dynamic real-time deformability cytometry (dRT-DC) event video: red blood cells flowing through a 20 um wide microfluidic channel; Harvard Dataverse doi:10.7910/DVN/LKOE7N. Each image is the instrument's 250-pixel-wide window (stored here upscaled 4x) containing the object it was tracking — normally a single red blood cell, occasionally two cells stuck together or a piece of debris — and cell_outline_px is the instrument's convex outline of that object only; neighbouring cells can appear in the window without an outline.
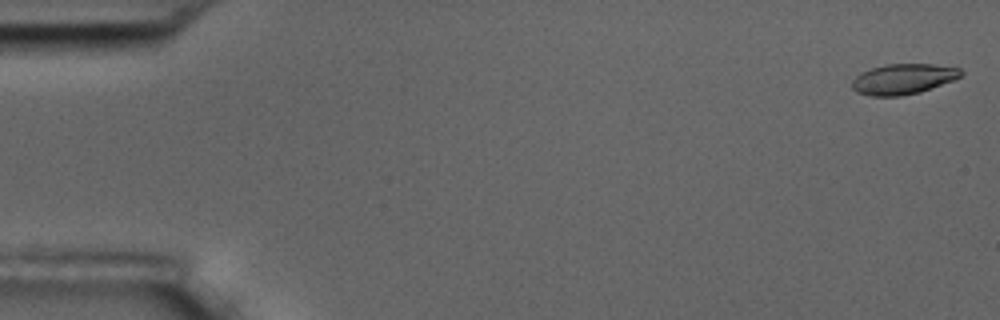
{"species": "common noctule bat (a hibernating species)", "species_latin": "Nyctalus noctula", "temperature_condition": "room temperature", "stored_images_in_passage": 6, "camera_frame_rate_fps": 3000, "um_per_image_px": 0.085, "animal": {"sex": "male", "body_mass_g": 17.5, "forearm_length_mm": 52.3}, "frame": {"image": 1, "passage_image": 1, "time_ms": 0.0, "image_size_px": [1000, 320], "cell_outline_px": [[964, 76], [920, 92], [900, 96], [872, 96], [856, 92], [852, 88], [852, 80], [860, 72], [872, 68], [888, 64], [932, 64], [960, 68], [964, 72]], "centroid_in_image_um": [76.78, 6.71], "position_along_channel_um": 8.2, "area_um2": 19.36}}
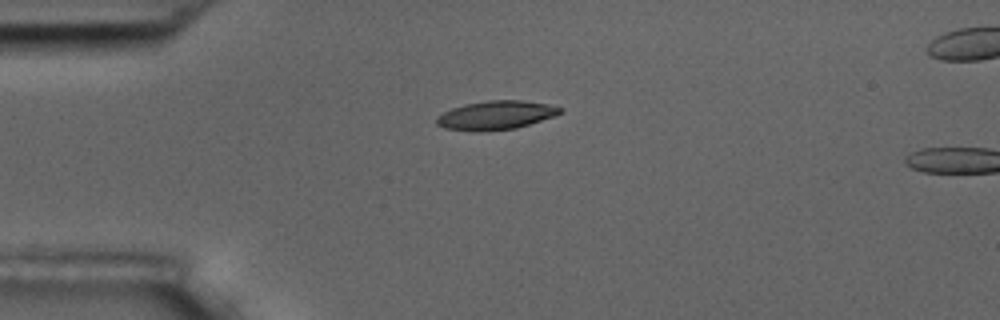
{"frame": {"image": 2, "passage_image": 5, "time_ms": 4.333, "image_size_px": [1000, 320], "cell_outline_px": [[564, 112], [516, 128], [476, 132], [444, 128], [436, 124], [436, 116], [452, 108], [464, 104], [488, 100], [520, 100], [548, 104], [564, 108]], "centroid_in_image_um": [42.12, 9.79], "position_along_channel_um": 42.9, "area_um2": 20.69}}